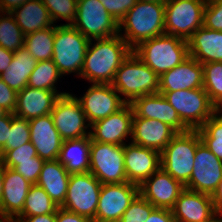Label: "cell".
Returning <instances> with one entry per match:
<instances>
[{"instance_id":"cell-26","label":"cell","mask_w":222,"mask_h":222,"mask_svg":"<svg viewBox=\"0 0 222 222\" xmlns=\"http://www.w3.org/2000/svg\"><path fill=\"white\" fill-rule=\"evenodd\" d=\"M189 56L201 64L222 62V32L204 26L188 40Z\"/></svg>"},{"instance_id":"cell-53","label":"cell","mask_w":222,"mask_h":222,"mask_svg":"<svg viewBox=\"0 0 222 222\" xmlns=\"http://www.w3.org/2000/svg\"><path fill=\"white\" fill-rule=\"evenodd\" d=\"M5 166L3 165L2 159L0 158V203L3 194V174H4Z\"/></svg>"},{"instance_id":"cell-33","label":"cell","mask_w":222,"mask_h":222,"mask_svg":"<svg viewBox=\"0 0 222 222\" xmlns=\"http://www.w3.org/2000/svg\"><path fill=\"white\" fill-rule=\"evenodd\" d=\"M218 110L201 128L197 129L203 144L222 161V115ZM218 114V115H217Z\"/></svg>"},{"instance_id":"cell-35","label":"cell","mask_w":222,"mask_h":222,"mask_svg":"<svg viewBox=\"0 0 222 222\" xmlns=\"http://www.w3.org/2000/svg\"><path fill=\"white\" fill-rule=\"evenodd\" d=\"M203 66V88L211 102L219 109L222 106V62H209Z\"/></svg>"},{"instance_id":"cell-9","label":"cell","mask_w":222,"mask_h":222,"mask_svg":"<svg viewBox=\"0 0 222 222\" xmlns=\"http://www.w3.org/2000/svg\"><path fill=\"white\" fill-rule=\"evenodd\" d=\"M89 172L92 173L101 184L127 182L124 167V145L91 140Z\"/></svg>"},{"instance_id":"cell-18","label":"cell","mask_w":222,"mask_h":222,"mask_svg":"<svg viewBox=\"0 0 222 222\" xmlns=\"http://www.w3.org/2000/svg\"><path fill=\"white\" fill-rule=\"evenodd\" d=\"M124 167L127 182L141 185L160 167V152L133 143L124 145Z\"/></svg>"},{"instance_id":"cell-19","label":"cell","mask_w":222,"mask_h":222,"mask_svg":"<svg viewBox=\"0 0 222 222\" xmlns=\"http://www.w3.org/2000/svg\"><path fill=\"white\" fill-rule=\"evenodd\" d=\"M31 183L12 168L5 167L0 220L11 222L23 209ZM15 215V216H14Z\"/></svg>"},{"instance_id":"cell-47","label":"cell","mask_w":222,"mask_h":222,"mask_svg":"<svg viewBox=\"0 0 222 222\" xmlns=\"http://www.w3.org/2000/svg\"><path fill=\"white\" fill-rule=\"evenodd\" d=\"M11 130V113L0 117V151L8 141V134Z\"/></svg>"},{"instance_id":"cell-15","label":"cell","mask_w":222,"mask_h":222,"mask_svg":"<svg viewBox=\"0 0 222 222\" xmlns=\"http://www.w3.org/2000/svg\"><path fill=\"white\" fill-rule=\"evenodd\" d=\"M138 194L139 185L131 182L102 184L95 219L120 221Z\"/></svg>"},{"instance_id":"cell-32","label":"cell","mask_w":222,"mask_h":222,"mask_svg":"<svg viewBox=\"0 0 222 222\" xmlns=\"http://www.w3.org/2000/svg\"><path fill=\"white\" fill-rule=\"evenodd\" d=\"M58 208L59 206L41 186L32 184L25 198L23 209L17 216H36L56 213Z\"/></svg>"},{"instance_id":"cell-46","label":"cell","mask_w":222,"mask_h":222,"mask_svg":"<svg viewBox=\"0 0 222 222\" xmlns=\"http://www.w3.org/2000/svg\"><path fill=\"white\" fill-rule=\"evenodd\" d=\"M145 222H175L172 210L165 208H155Z\"/></svg>"},{"instance_id":"cell-37","label":"cell","mask_w":222,"mask_h":222,"mask_svg":"<svg viewBox=\"0 0 222 222\" xmlns=\"http://www.w3.org/2000/svg\"><path fill=\"white\" fill-rule=\"evenodd\" d=\"M29 120L18 117L11 113V130L8 134V141L0 151L1 156L7 151L16 149L30 142Z\"/></svg>"},{"instance_id":"cell-22","label":"cell","mask_w":222,"mask_h":222,"mask_svg":"<svg viewBox=\"0 0 222 222\" xmlns=\"http://www.w3.org/2000/svg\"><path fill=\"white\" fill-rule=\"evenodd\" d=\"M131 105L138 117L161 121L172 127L177 133L189 130L180 120L176 110L160 93L138 97Z\"/></svg>"},{"instance_id":"cell-1","label":"cell","mask_w":222,"mask_h":222,"mask_svg":"<svg viewBox=\"0 0 222 222\" xmlns=\"http://www.w3.org/2000/svg\"><path fill=\"white\" fill-rule=\"evenodd\" d=\"M95 40L97 42L92 47L90 40L80 76L92 83L111 84L132 49L119 34Z\"/></svg>"},{"instance_id":"cell-39","label":"cell","mask_w":222,"mask_h":222,"mask_svg":"<svg viewBox=\"0 0 222 222\" xmlns=\"http://www.w3.org/2000/svg\"><path fill=\"white\" fill-rule=\"evenodd\" d=\"M155 207L140 193L130 203L120 222H145Z\"/></svg>"},{"instance_id":"cell-41","label":"cell","mask_w":222,"mask_h":222,"mask_svg":"<svg viewBox=\"0 0 222 222\" xmlns=\"http://www.w3.org/2000/svg\"><path fill=\"white\" fill-rule=\"evenodd\" d=\"M203 26L222 32V0H208L206 2Z\"/></svg>"},{"instance_id":"cell-10","label":"cell","mask_w":222,"mask_h":222,"mask_svg":"<svg viewBox=\"0 0 222 222\" xmlns=\"http://www.w3.org/2000/svg\"><path fill=\"white\" fill-rule=\"evenodd\" d=\"M74 26L92 40L119 34V23L107 12L99 0H78Z\"/></svg>"},{"instance_id":"cell-44","label":"cell","mask_w":222,"mask_h":222,"mask_svg":"<svg viewBox=\"0 0 222 222\" xmlns=\"http://www.w3.org/2000/svg\"><path fill=\"white\" fill-rule=\"evenodd\" d=\"M17 103V92L11 89L0 78V106L9 113H14Z\"/></svg>"},{"instance_id":"cell-55","label":"cell","mask_w":222,"mask_h":222,"mask_svg":"<svg viewBox=\"0 0 222 222\" xmlns=\"http://www.w3.org/2000/svg\"><path fill=\"white\" fill-rule=\"evenodd\" d=\"M8 113H9V112H8L6 109H4L3 107L0 106V117L6 115V114H8Z\"/></svg>"},{"instance_id":"cell-45","label":"cell","mask_w":222,"mask_h":222,"mask_svg":"<svg viewBox=\"0 0 222 222\" xmlns=\"http://www.w3.org/2000/svg\"><path fill=\"white\" fill-rule=\"evenodd\" d=\"M56 222H91V219L59 207L56 211Z\"/></svg>"},{"instance_id":"cell-51","label":"cell","mask_w":222,"mask_h":222,"mask_svg":"<svg viewBox=\"0 0 222 222\" xmlns=\"http://www.w3.org/2000/svg\"><path fill=\"white\" fill-rule=\"evenodd\" d=\"M212 201L215 212L222 214V179L216 191L212 194Z\"/></svg>"},{"instance_id":"cell-42","label":"cell","mask_w":222,"mask_h":222,"mask_svg":"<svg viewBox=\"0 0 222 222\" xmlns=\"http://www.w3.org/2000/svg\"><path fill=\"white\" fill-rule=\"evenodd\" d=\"M44 162V159L35 156L32 160L19 161V164L12 169L20 173L31 184H36Z\"/></svg>"},{"instance_id":"cell-31","label":"cell","mask_w":222,"mask_h":222,"mask_svg":"<svg viewBox=\"0 0 222 222\" xmlns=\"http://www.w3.org/2000/svg\"><path fill=\"white\" fill-rule=\"evenodd\" d=\"M55 26L25 36L23 47L37 61L51 60L54 50Z\"/></svg>"},{"instance_id":"cell-54","label":"cell","mask_w":222,"mask_h":222,"mask_svg":"<svg viewBox=\"0 0 222 222\" xmlns=\"http://www.w3.org/2000/svg\"><path fill=\"white\" fill-rule=\"evenodd\" d=\"M91 222H120V221L92 219Z\"/></svg>"},{"instance_id":"cell-24","label":"cell","mask_w":222,"mask_h":222,"mask_svg":"<svg viewBox=\"0 0 222 222\" xmlns=\"http://www.w3.org/2000/svg\"><path fill=\"white\" fill-rule=\"evenodd\" d=\"M203 88V66L192 57L160 76L159 92Z\"/></svg>"},{"instance_id":"cell-52","label":"cell","mask_w":222,"mask_h":222,"mask_svg":"<svg viewBox=\"0 0 222 222\" xmlns=\"http://www.w3.org/2000/svg\"><path fill=\"white\" fill-rule=\"evenodd\" d=\"M222 214H219L217 212H214L208 219L197 221V222H222V218H219L218 216ZM218 217V218H217ZM175 222H186V221H176Z\"/></svg>"},{"instance_id":"cell-20","label":"cell","mask_w":222,"mask_h":222,"mask_svg":"<svg viewBox=\"0 0 222 222\" xmlns=\"http://www.w3.org/2000/svg\"><path fill=\"white\" fill-rule=\"evenodd\" d=\"M176 134L177 132L169 125L155 119L138 117L134 113L131 143L161 153Z\"/></svg>"},{"instance_id":"cell-2","label":"cell","mask_w":222,"mask_h":222,"mask_svg":"<svg viewBox=\"0 0 222 222\" xmlns=\"http://www.w3.org/2000/svg\"><path fill=\"white\" fill-rule=\"evenodd\" d=\"M119 35L133 50L141 42L165 34V2L137 1L119 22Z\"/></svg>"},{"instance_id":"cell-6","label":"cell","mask_w":222,"mask_h":222,"mask_svg":"<svg viewBox=\"0 0 222 222\" xmlns=\"http://www.w3.org/2000/svg\"><path fill=\"white\" fill-rule=\"evenodd\" d=\"M89 43L90 39L74 26L68 24L55 25L52 61L61 75L72 72L81 75Z\"/></svg>"},{"instance_id":"cell-43","label":"cell","mask_w":222,"mask_h":222,"mask_svg":"<svg viewBox=\"0 0 222 222\" xmlns=\"http://www.w3.org/2000/svg\"><path fill=\"white\" fill-rule=\"evenodd\" d=\"M107 12L119 23L137 0H99Z\"/></svg>"},{"instance_id":"cell-56","label":"cell","mask_w":222,"mask_h":222,"mask_svg":"<svg viewBox=\"0 0 222 222\" xmlns=\"http://www.w3.org/2000/svg\"><path fill=\"white\" fill-rule=\"evenodd\" d=\"M137 1H140V2H165V0H137Z\"/></svg>"},{"instance_id":"cell-48","label":"cell","mask_w":222,"mask_h":222,"mask_svg":"<svg viewBox=\"0 0 222 222\" xmlns=\"http://www.w3.org/2000/svg\"><path fill=\"white\" fill-rule=\"evenodd\" d=\"M11 222H56V213L36 216H16Z\"/></svg>"},{"instance_id":"cell-23","label":"cell","mask_w":222,"mask_h":222,"mask_svg":"<svg viewBox=\"0 0 222 222\" xmlns=\"http://www.w3.org/2000/svg\"><path fill=\"white\" fill-rule=\"evenodd\" d=\"M66 92H55L26 86L17 93L14 115L31 120L50 114L56 101Z\"/></svg>"},{"instance_id":"cell-36","label":"cell","mask_w":222,"mask_h":222,"mask_svg":"<svg viewBox=\"0 0 222 222\" xmlns=\"http://www.w3.org/2000/svg\"><path fill=\"white\" fill-rule=\"evenodd\" d=\"M2 15H0V46L15 52L23 48L25 35L11 13H7V16L4 13Z\"/></svg>"},{"instance_id":"cell-3","label":"cell","mask_w":222,"mask_h":222,"mask_svg":"<svg viewBox=\"0 0 222 222\" xmlns=\"http://www.w3.org/2000/svg\"><path fill=\"white\" fill-rule=\"evenodd\" d=\"M132 52L159 76L189 57L188 41L169 34L143 41Z\"/></svg>"},{"instance_id":"cell-30","label":"cell","mask_w":222,"mask_h":222,"mask_svg":"<svg viewBox=\"0 0 222 222\" xmlns=\"http://www.w3.org/2000/svg\"><path fill=\"white\" fill-rule=\"evenodd\" d=\"M37 62L24 47L18 49L14 52L10 66L0 75V78L18 93L27 86L29 76Z\"/></svg>"},{"instance_id":"cell-38","label":"cell","mask_w":222,"mask_h":222,"mask_svg":"<svg viewBox=\"0 0 222 222\" xmlns=\"http://www.w3.org/2000/svg\"><path fill=\"white\" fill-rule=\"evenodd\" d=\"M49 11L54 23L59 18L65 19L68 25H72L76 19L78 0H42Z\"/></svg>"},{"instance_id":"cell-14","label":"cell","mask_w":222,"mask_h":222,"mask_svg":"<svg viewBox=\"0 0 222 222\" xmlns=\"http://www.w3.org/2000/svg\"><path fill=\"white\" fill-rule=\"evenodd\" d=\"M117 93L111 84H92L84 96L78 99L88 124L118 112L127 104Z\"/></svg>"},{"instance_id":"cell-4","label":"cell","mask_w":222,"mask_h":222,"mask_svg":"<svg viewBox=\"0 0 222 222\" xmlns=\"http://www.w3.org/2000/svg\"><path fill=\"white\" fill-rule=\"evenodd\" d=\"M111 85L131 104L138 97L159 93L160 76L131 52L116 71Z\"/></svg>"},{"instance_id":"cell-34","label":"cell","mask_w":222,"mask_h":222,"mask_svg":"<svg viewBox=\"0 0 222 222\" xmlns=\"http://www.w3.org/2000/svg\"><path fill=\"white\" fill-rule=\"evenodd\" d=\"M60 76L62 77L52 59L38 61L29 76L27 86L57 92L55 83Z\"/></svg>"},{"instance_id":"cell-5","label":"cell","mask_w":222,"mask_h":222,"mask_svg":"<svg viewBox=\"0 0 222 222\" xmlns=\"http://www.w3.org/2000/svg\"><path fill=\"white\" fill-rule=\"evenodd\" d=\"M200 142L197 130L177 133L160 153L161 168L183 186L192 175L195 152Z\"/></svg>"},{"instance_id":"cell-28","label":"cell","mask_w":222,"mask_h":222,"mask_svg":"<svg viewBox=\"0 0 222 222\" xmlns=\"http://www.w3.org/2000/svg\"><path fill=\"white\" fill-rule=\"evenodd\" d=\"M90 144V136L65 140L57 160L69 174L87 173L90 170Z\"/></svg>"},{"instance_id":"cell-49","label":"cell","mask_w":222,"mask_h":222,"mask_svg":"<svg viewBox=\"0 0 222 222\" xmlns=\"http://www.w3.org/2000/svg\"><path fill=\"white\" fill-rule=\"evenodd\" d=\"M27 1L29 0H0V14L12 13Z\"/></svg>"},{"instance_id":"cell-29","label":"cell","mask_w":222,"mask_h":222,"mask_svg":"<svg viewBox=\"0 0 222 222\" xmlns=\"http://www.w3.org/2000/svg\"><path fill=\"white\" fill-rule=\"evenodd\" d=\"M24 35L51 27L53 21L42 0H29L11 13Z\"/></svg>"},{"instance_id":"cell-12","label":"cell","mask_w":222,"mask_h":222,"mask_svg":"<svg viewBox=\"0 0 222 222\" xmlns=\"http://www.w3.org/2000/svg\"><path fill=\"white\" fill-rule=\"evenodd\" d=\"M50 114L63 141L90 136L85 129L91 125L85 124L88 120L80 101L72 94L61 95Z\"/></svg>"},{"instance_id":"cell-11","label":"cell","mask_w":222,"mask_h":222,"mask_svg":"<svg viewBox=\"0 0 222 222\" xmlns=\"http://www.w3.org/2000/svg\"><path fill=\"white\" fill-rule=\"evenodd\" d=\"M101 187V182L90 172L70 174L61 208L95 219Z\"/></svg>"},{"instance_id":"cell-50","label":"cell","mask_w":222,"mask_h":222,"mask_svg":"<svg viewBox=\"0 0 222 222\" xmlns=\"http://www.w3.org/2000/svg\"><path fill=\"white\" fill-rule=\"evenodd\" d=\"M14 52L0 46V75L6 71L12 62Z\"/></svg>"},{"instance_id":"cell-25","label":"cell","mask_w":222,"mask_h":222,"mask_svg":"<svg viewBox=\"0 0 222 222\" xmlns=\"http://www.w3.org/2000/svg\"><path fill=\"white\" fill-rule=\"evenodd\" d=\"M176 221L197 222L214 212L212 196L184 188L171 209Z\"/></svg>"},{"instance_id":"cell-13","label":"cell","mask_w":222,"mask_h":222,"mask_svg":"<svg viewBox=\"0 0 222 222\" xmlns=\"http://www.w3.org/2000/svg\"><path fill=\"white\" fill-rule=\"evenodd\" d=\"M221 179L222 161L201 141L196 148L192 175L184 187L212 196Z\"/></svg>"},{"instance_id":"cell-27","label":"cell","mask_w":222,"mask_h":222,"mask_svg":"<svg viewBox=\"0 0 222 222\" xmlns=\"http://www.w3.org/2000/svg\"><path fill=\"white\" fill-rule=\"evenodd\" d=\"M70 174L58 160L45 161L37 181L50 198L61 207L64 203Z\"/></svg>"},{"instance_id":"cell-8","label":"cell","mask_w":222,"mask_h":222,"mask_svg":"<svg viewBox=\"0 0 222 222\" xmlns=\"http://www.w3.org/2000/svg\"><path fill=\"white\" fill-rule=\"evenodd\" d=\"M206 0H165V34L188 41L203 26Z\"/></svg>"},{"instance_id":"cell-17","label":"cell","mask_w":222,"mask_h":222,"mask_svg":"<svg viewBox=\"0 0 222 222\" xmlns=\"http://www.w3.org/2000/svg\"><path fill=\"white\" fill-rule=\"evenodd\" d=\"M184 188L160 167L139 186V193L155 208L171 210Z\"/></svg>"},{"instance_id":"cell-16","label":"cell","mask_w":222,"mask_h":222,"mask_svg":"<svg viewBox=\"0 0 222 222\" xmlns=\"http://www.w3.org/2000/svg\"><path fill=\"white\" fill-rule=\"evenodd\" d=\"M134 111L131 104H126L118 112L91 124L92 141L125 145L124 139L132 135V120Z\"/></svg>"},{"instance_id":"cell-21","label":"cell","mask_w":222,"mask_h":222,"mask_svg":"<svg viewBox=\"0 0 222 222\" xmlns=\"http://www.w3.org/2000/svg\"><path fill=\"white\" fill-rule=\"evenodd\" d=\"M30 141L37 156L45 161L57 160L63 139L54 126L51 114L29 120Z\"/></svg>"},{"instance_id":"cell-40","label":"cell","mask_w":222,"mask_h":222,"mask_svg":"<svg viewBox=\"0 0 222 222\" xmlns=\"http://www.w3.org/2000/svg\"><path fill=\"white\" fill-rule=\"evenodd\" d=\"M35 156H37L36 149L30 141L16 149L7 150L1 159L5 167L13 168L19 164V161L32 160Z\"/></svg>"},{"instance_id":"cell-7","label":"cell","mask_w":222,"mask_h":222,"mask_svg":"<svg viewBox=\"0 0 222 222\" xmlns=\"http://www.w3.org/2000/svg\"><path fill=\"white\" fill-rule=\"evenodd\" d=\"M189 130H197L217 111L204 88L159 92Z\"/></svg>"}]
</instances>
